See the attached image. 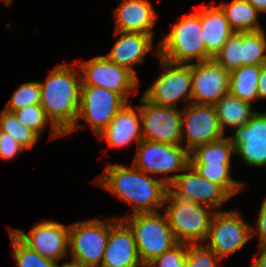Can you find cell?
I'll return each mask as SVG.
<instances>
[{
    "label": "cell",
    "instance_id": "cell-12",
    "mask_svg": "<svg viewBox=\"0 0 266 267\" xmlns=\"http://www.w3.org/2000/svg\"><path fill=\"white\" fill-rule=\"evenodd\" d=\"M139 105L142 139L173 145L182 143V110L151 103L143 96Z\"/></svg>",
    "mask_w": 266,
    "mask_h": 267
},
{
    "label": "cell",
    "instance_id": "cell-18",
    "mask_svg": "<svg viewBox=\"0 0 266 267\" xmlns=\"http://www.w3.org/2000/svg\"><path fill=\"white\" fill-rule=\"evenodd\" d=\"M101 267H145L139 258L133 233L122 219L110 220Z\"/></svg>",
    "mask_w": 266,
    "mask_h": 267
},
{
    "label": "cell",
    "instance_id": "cell-3",
    "mask_svg": "<svg viewBox=\"0 0 266 267\" xmlns=\"http://www.w3.org/2000/svg\"><path fill=\"white\" fill-rule=\"evenodd\" d=\"M201 26V7L184 15L177 21L169 34L159 43L157 57L173 63L198 62L212 59L206 52Z\"/></svg>",
    "mask_w": 266,
    "mask_h": 267
},
{
    "label": "cell",
    "instance_id": "cell-26",
    "mask_svg": "<svg viewBox=\"0 0 266 267\" xmlns=\"http://www.w3.org/2000/svg\"><path fill=\"white\" fill-rule=\"evenodd\" d=\"M234 147L229 137H224L196 147L189 153L190 164L230 165Z\"/></svg>",
    "mask_w": 266,
    "mask_h": 267
},
{
    "label": "cell",
    "instance_id": "cell-17",
    "mask_svg": "<svg viewBox=\"0 0 266 267\" xmlns=\"http://www.w3.org/2000/svg\"><path fill=\"white\" fill-rule=\"evenodd\" d=\"M235 154H239L249 166L266 165V112H256L229 137Z\"/></svg>",
    "mask_w": 266,
    "mask_h": 267
},
{
    "label": "cell",
    "instance_id": "cell-37",
    "mask_svg": "<svg viewBox=\"0 0 266 267\" xmlns=\"http://www.w3.org/2000/svg\"><path fill=\"white\" fill-rule=\"evenodd\" d=\"M257 220V230L252 227V237L258 233L260 243L259 246L266 245V197L262 203L261 209L259 210Z\"/></svg>",
    "mask_w": 266,
    "mask_h": 267
},
{
    "label": "cell",
    "instance_id": "cell-2",
    "mask_svg": "<svg viewBox=\"0 0 266 267\" xmlns=\"http://www.w3.org/2000/svg\"><path fill=\"white\" fill-rule=\"evenodd\" d=\"M96 184L131 204L133 214L157 213V206L164 205L168 185L137 169L134 165L126 168L121 164L107 165Z\"/></svg>",
    "mask_w": 266,
    "mask_h": 267
},
{
    "label": "cell",
    "instance_id": "cell-38",
    "mask_svg": "<svg viewBox=\"0 0 266 267\" xmlns=\"http://www.w3.org/2000/svg\"><path fill=\"white\" fill-rule=\"evenodd\" d=\"M257 90L258 99L266 98V64L261 67Z\"/></svg>",
    "mask_w": 266,
    "mask_h": 267
},
{
    "label": "cell",
    "instance_id": "cell-4",
    "mask_svg": "<svg viewBox=\"0 0 266 267\" xmlns=\"http://www.w3.org/2000/svg\"><path fill=\"white\" fill-rule=\"evenodd\" d=\"M166 202L170 203L165 207L164 214L177 242L201 244V241H207L210 222L215 213L210 211L212 208L177 198L169 190L164 200Z\"/></svg>",
    "mask_w": 266,
    "mask_h": 267
},
{
    "label": "cell",
    "instance_id": "cell-32",
    "mask_svg": "<svg viewBox=\"0 0 266 267\" xmlns=\"http://www.w3.org/2000/svg\"><path fill=\"white\" fill-rule=\"evenodd\" d=\"M242 32H234L213 59L229 72L242 66Z\"/></svg>",
    "mask_w": 266,
    "mask_h": 267
},
{
    "label": "cell",
    "instance_id": "cell-10",
    "mask_svg": "<svg viewBox=\"0 0 266 267\" xmlns=\"http://www.w3.org/2000/svg\"><path fill=\"white\" fill-rule=\"evenodd\" d=\"M184 171L187 173L160 178L175 197L209 206L212 210L219 207L218 211L231 198L220 185L201 177L191 164Z\"/></svg>",
    "mask_w": 266,
    "mask_h": 267
},
{
    "label": "cell",
    "instance_id": "cell-27",
    "mask_svg": "<svg viewBox=\"0 0 266 267\" xmlns=\"http://www.w3.org/2000/svg\"><path fill=\"white\" fill-rule=\"evenodd\" d=\"M242 66L266 64L265 31L242 32Z\"/></svg>",
    "mask_w": 266,
    "mask_h": 267
},
{
    "label": "cell",
    "instance_id": "cell-13",
    "mask_svg": "<svg viewBox=\"0 0 266 267\" xmlns=\"http://www.w3.org/2000/svg\"><path fill=\"white\" fill-rule=\"evenodd\" d=\"M190 164L189 152L182 145L142 139L133 165L146 174L184 171Z\"/></svg>",
    "mask_w": 266,
    "mask_h": 267
},
{
    "label": "cell",
    "instance_id": "cell-33",
    "mask_svg": "<svg viewBox=\"0 0 266 267\" xmlns=\"http://www.w3.org/2000/svg\"><path fill=\"white\" fill-rule=\"evenodd\" d=\"M40 99L41 90L39 82L24 83L14 91L10 102L7 103L4 110L14 112L31 104H40Z\"/></svg>",
    "mask_w": 266,
    "mask_h": 267
},
{
    "label": "cell",
    "instance_id": "cell-23",
    "mask_svg": "<svg viewBox=\"0 0 266 267\" xmlns=\"http://www.w3.org/2000/svg\"><path fill=\"white\" fill-rule=\"evenodd\" d=\"M250 102L241 100L230 93L224 95L213 106L220 126L225 132L226 127L238 128L245 125L256 113L251 110Z\"/></svg>",
    "mask_w": 266,
    "mask_h": 267
},
{
    "label": "cell",
    "instance_id": "cell-36",
    "mask_svg": "<svg viewBox=\"0 0 266 267\" xmlns=\"http://www.w3.org/2000/svg\"><path fill=\"white\" fill-rule=\"evenodd\" d=\"M22 150L26 151L16 140L0 130V158L12 159Z\"/></svg>",
    "mask_w": 266,
    "mask_h": 267
},
{
    "label": "cell",
    "instance_id": "cell-22",
    "mask_svg": "<svg viewBox=\"0 0 266 267\" xmlns=\"http://www.w3.org/2000/svg\"><path fill=\"white\" fill-rule=\"evenodd\" d=\"M201 26L206 52L213 58L234 33L220 6L201 7Z\"/></svg>",
    "mask_w": 266,
    "mask_h": 267
},
{
    "label": "cell",
    "instance_id": "cell-16",
    "mask_svg": "<svg viewBox=\"0 0 266 267\" xmlns=\"http://www.w3.org/2000/svg\"><path fill=\"white\" fill-rule=\"evenodd\" d=\"M69 228L70 225L65 227L61 223L45 220L37 223L29 234L20 229L12 231L39 255L57 262L68 256Z\"/></svg>",
    "mask_w": 266,
    "mask_h": 267
},
{
    "label": "cell",
    "instance_id": "cell-11",
    "mask_svg": "<svg viewBox=\"0 0 266 267\" xmlns=\"http://www.w3.org/2000/svg\"><path fill=\"white\" fill-rule=\"evenodd\" d=\"M252 226L237 211H215L206 246L220 259L243 247L252 238Z\"/></svg>",
    "mask_w": 266,
    "mask_h": 267
},
{
    "label": "cell",
    "instance_id": "cell-5",
    "mask_svg": "<svg viewBox=\"0 0 266 267\" xmlns=\"http://www.w3.org/2000/svg\"><path fill=\"white\" fill-rule=\"evenodd\" d=\"M161 215L159 212L136 213L128 218H121L133 233L138 255L144 266L178 243L165 214Z\"/></svg>",
    "mask_w": 266,
    "mask_h": 267
},
{
    "label": "cell",
    "instance_id": "cell-40",
    "mask_svg": "<svg viewBox=\"0 0 266 267\" xmlns=\"http://www.w3.org/2000/svg\"><path fill=\"white\" fill-rule=\"evenodd\" d=\"M248 1L259 13L266 12V0H246Z\"/></svg>",
    "mask_w": 266,
    "mask_h": 267
},
{
    "label": "cell",
    "instance_id": "cell-20",
    "mask_svg": "<svg viewBox=\"0 0 266 267\" xmlns=\"http://www.w3.org/2000/svg\"><path fill=\"white\" fill-rule=\"evenodd\" d=\"M135 110L132 106L125 105L98 135L99 138L105 137L111 148L124 147L135 140L138 145L142 140V124L137 105Z\"/></svg>",
    "mask_w": 266,
    "mask_h": 267
},
{
    "label": "cell",
    "instance_id": "cell-35",
    "mask_svg": "<svg viewBox=\"0 0 266 267\" xmlns=\"http://www.w3.org/2000/svg\"><path fill=\"white\" fill-rule=\"evenodd\" d=\"M187 244L177 243L162 255L155 257L145 267H185Z\"/></svg>",
    "mask_w": 266,
    "mask_h": 267
},
{
    "label": "cell",
    "instance_id": "cell-7",
    "mask_svg": "<svg viewBox=\"0 0 266 267\" xmlns=\"http://www.w3.org/2000/svg\"><path fill=\"white\" fill-rule=\"evenodd\" d=\"M126 104L127 101L114 91L97 86H81L77 121L69 133L83 127L78 122L82 118L98 136Z\"/></svg>",
    "mask_w": 266,
    "mask_h": 267
},
{
    "label": "cell",
    "instance_id": "cell-14",
    "mask_svg": "<svg viewBox=\"0 0 266 267\" xmlns=\"http://www.w3.org/2000/svg\"><path fill=\"white\" fill-rule=\"evenodd\" d=\"M184 132L187 134L184 148L189 153L198 146L224 137L214 106L192 102H188L182 110V141Z\"/></svg>",
    "mask_w": 266,
    "mask_h": 267
},
{
    "label": "cell",
    "instance_id": "cell-31",
    "mask_svg": "<svg viewBox=\"0 0 266 267\" xmlns=\"http://www.w3.org/2000/svg\"><path fill=\"white\" fill-rule=\"evenodd\" d=\"M17 120L22 123L25 127L31 129L38 136H40L45 126L50 123L51 135L50 137H61L63 136L47 119L46 114L40 104H31L29 106L20 108L13 112Z\"/></svg>",
    "mask_w": 266,
    "mask_h": 267
},
{
    "label": "cell",
    "instance_id": "cell-24",
    "mask_svg": "<svg viewBox=\"0 0 266 267\" xmlns=\"http://www.w3.org/2000/svg\"><path fill=\"white\" fill-rule=\"evenodd\" d=\"M263 65H248L235 68L229 73V93L241 100H258V80Z\"/></svg>",
    "mask_w": 266,
    "mask_h": 267
},
{
    "label": "cell",
    "instance_id": "cell-29",
    "mask_svg": "<svg viewBox=\"0 0 266 267\" xmlns=\"http://www.w3.org/2000/svg\"><path fill=\"white\" fill-rule=\"evenodd\" d=\"M0 130L16 140L26 151L32 148L40 138L35 132L20 123L13 112L4 109L0 113Z\"/></svg>",
    "mask_w": 266,
    "mask_h": 267
},
{
    "label": "cell",
    "instance_id": "cell-1",
    "mask_svg": "<svg viewBox=\"0 0 266 267\" xmlns=\"http://www.w3.org/2000/svg\"><path fill=\"white\" fill-rule=\"evenodd\" d=\"M76 65L60 64L50 72L45 82H39L40 105L47 119L64 136L73 129L79 113L82 82L80 71L75 70Z\"/></svg>",
    "mask_w": 266,
    "mask_h": 267
},
{
    "label": "cell",
    "instance_id": "cell-8",
    "mask_svg": "<svg viewBox=\"0 0 266 267\" xmlns=\"http://www.w3.org/2000/svg\"><path fill=\"white\" fill-rule=\"evenodd\" d=\"M163 73L144 93L153 104L177 108L181 99L192 98V64L173 63L158 57Z\"/></svg>",
    "mask_w": 266,
    "mask_h": 267
},
{
    "label": "cell",
    "instance_id": "cell-6",
    "mask_svg": "<svg viewBox=\"0 0 266 267\" xmlns=\"http://www.w3.org/2000/svg\"><path fill=\"white\" fill-rule=\"evenodd\" d=\"M109 230L110 220L99 218L71 224L68 240L71 262L83 267H101Z\"/></svg>",
    "mask_w": 266,
    "mask_h": 267
},
{
    "label": "cell",
    "instance_id": "cell-9",
    "mask_svg": "<svg viewBox=\"0 0 266 267\" xmlns=\"http://www.w3.org/2000/svg\"><path fill=\"white\" fill-rule=\"evenodd\" d=\"M81 86H97L120 94L127 102L131 93H137L138 78L106 56H97L78 65Z\"/></svg>",
    "mask_w": 266,
    "mask_h": 267
},
{
    "label": "cell",
    "instance_id": "cell-34",
    "mask_svg": "<svg viewBox=\"0 0 266 267\" xmlns=\"http://www.w3.org/2000/svg\"><path fill=\"white\" fill-rule=\"evenodd\" d=\"M220 260L205 244H187L185 267H217Z\"/></svg>",
    "mask_w": 266,
    "mask_h": 267
},
{
    "label": "cell",
    "instance_id": "cell-19",
    "mask_svg": "<svg viewBox=\"0 0 266 267\" xmlns=\"http://www.w3.org/2000/svg\"><path fill=\"white\" fill-rule=\"evenodd\" d=\"M115 31L144 33L154 36L153 26L157 18L153 5L148 0H122L114 10Z\"/></svg>",
    "mask_w": 266,
    "mask_h": 267
},
{
    "label": "cell",
    "instance_id": "cell-25",
    "mask_svg": "<svg viewBox=\"0 0 266 267\" xmlns=\"http://www.w3.org/2000/svg\"><path fill=\"white\" fill-rule=\"evenodd\" d=\"M219 6L234 32H254L263 29L257 22L260 13L248 1L232 0L228 4L223 3Z\"/></svg>",
    "mask_w": 266,
    "mask_h": 267
},
{
    "label": "cell",
    "instance_id": "cell-15",
    "mask_svg": "<svg viewBox=\"0 0 266 267\" xmlns=\"http://www.w3.org/2000/svg\"><path fill=\"white\" fill-rule=\"evenodd\" d=\"M229 71L213 58L192 63V103L214 105L229 93Z\"/></svg>",
    "mask_w": 266,
    "mask_h": 267
},
{
    "label": "cell",
    "instance_id": "cell-28",
    "mask_svg": "<svg viewBox=\"0 0 266 267\" xmlns=\"http://www.w3.org/2000/svg\"><path fill=\"white\" fill-rule=\"evenodd\" d=\"M201 177L220 185L231 197L242 190L244 183L233 180L230 165L191 164Z\"/></svg>",
    "mask_w": 266,
    "mask_h": 267
},
{
    "label": "cell",
    "instance_id": "cell-39",
    "mask_svg": "<svg viewBox=\"0 0 266 267\" xmlns=\"http://www.w3.org/2000/svg\"><path fill=\"white\" fill-rule=\"evenodd\" d=\"M260 255L253 262L251 267H266V245L259 246Z\"/></svg>",
    "mask_w": 266,
    "mask_h": 267
},
{
    "label": "cell",
    "instance_id": "cell-42",
    "mask_svg": "<svg viewBox=\"0 0 266 267\" xmlns=\"http://www.w3.org/2000/svg\"><path fill=\"white\" fill-rule=\"evenodd\" d=\"M6 3L4 4V6H8V5H11L12 1L13 0H4Z\"/></svg>",
    "mask_w": 266,
    "mask_h": 267
},
{
    "label": "cell",
    "instance_id": "cell-41",
    "mask_svg": "<svg viewBox=\"0 0 266 267\" xmlns=\"http://www.w3.org/2000/svg\"><path fill=\"white\" fill-rule=\"evenodd\" d=\"M58 267H83V266L82 265L75 264V263H72V262H69V263L66 262L63 265L58 266Z\"/></svg>",
    "mask_w": 266,
    "mask_h": 267
},
{
    "label": "cell",
    "instance_id": "cell-30",
    "mask_svg": "<svg viewBox=\"0 0 266 267\" xmlns=\"http://www.w3.org/2000/svg\"><path fill=\"white\" fill-rule=\"evenodd\" d=\"M9 237L12 241L13 254L18 267H58L53 260L39 255L27 246L9 227Z\"/></svg>",
    "mask_w": 266,
    "mask_h": 267
},
{
    "label": "cell",
    "instance_id": "cell-21",
    "mask_svg": "<svg viewBox=\"0 0 266 267\" xmlns=\"http://www.w3.org/2000/svg\"><path fill=\"white\" fill-rule=\"evenodd\" d=\"M120 38L106 56L115 64L131 71L134 75L136 71L133 65L143 62L146 54L151 51L153 36L144 33L115 31V36Z\"/></svg>",
    "mask_w": 266,
    "mask_h": 267
}]
</instances>
